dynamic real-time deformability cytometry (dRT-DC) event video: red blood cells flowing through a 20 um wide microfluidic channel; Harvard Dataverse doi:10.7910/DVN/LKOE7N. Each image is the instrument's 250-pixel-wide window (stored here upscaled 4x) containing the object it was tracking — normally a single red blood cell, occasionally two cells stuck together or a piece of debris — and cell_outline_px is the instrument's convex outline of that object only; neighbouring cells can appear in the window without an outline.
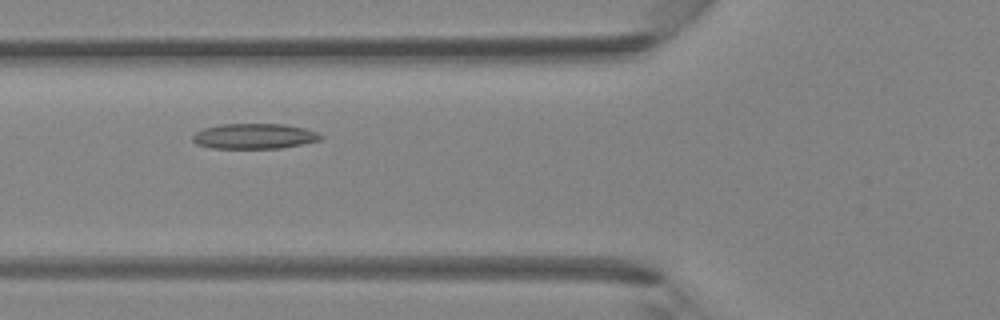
{"species": "Egyptian fruit bat (a non-hibernating species)", "species_latin": "Rousettus aegyptiacus", "temperature_condition": "room temperature", "stored_images_in_passage": 41, "camera_frame_rate_fps": 3000, "um_per_image_px": 0.085, "animal": {"sex": "female"}, "frame": {"image": 1, "passage_image": 14, "time_ms": 4.333, "image_size_px": [1000, 320], "cell_outline_px": [[324, 136], [320, 140], [280, 148], [212, 148], [196, 144], [192, 140], [192, 136], [196, 132], [204, 128], [220, 124], [284, 124], [304, 128], [316, 132]], "centroid_in_image_um": [21.59, 11.57], "position_along_channel_um": 104.2, "area_um2": 18.79}}
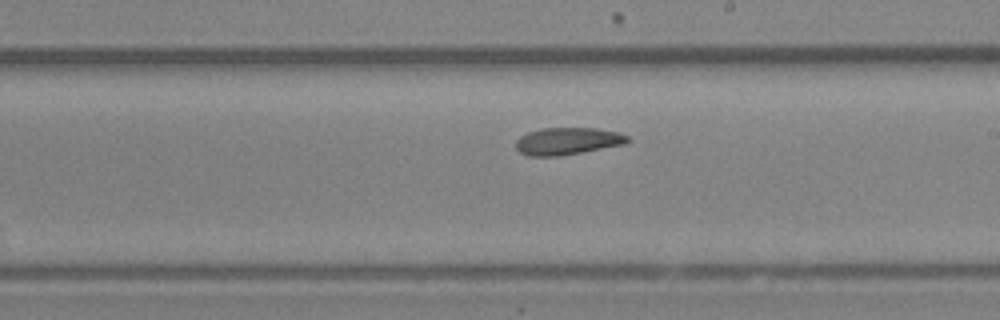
{"frame": {"image": 2, "passage_image": 23, "time_ms": 7.333, "image_size_px": [1000, 320], "cell_outline_px": [[632, 140], [624, 144], [560, 156], [528, 156], [520, 152], [516, 148], [516, 140], [520, 136], [528, 132], [544, 128], [596, 128], [620, 132], [628, 136]], "centroid_in_image_um": [48.26, 11.99], "position_along_channel_um": 240.7, "area_um2": 17.74}}
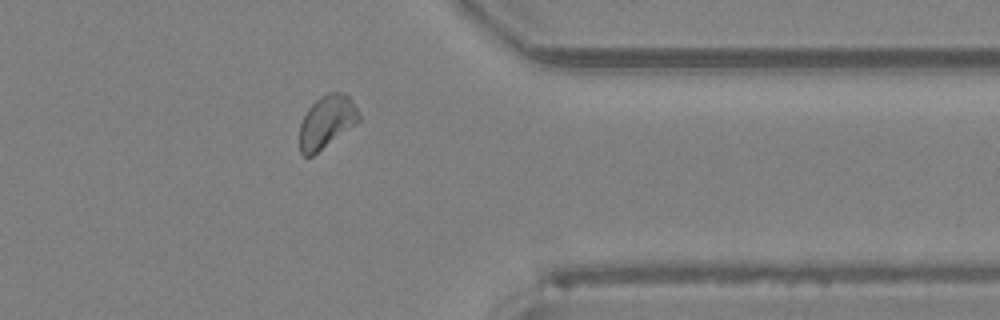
{"frame": {"image": 3, "passage_image": 33, "time_ms": 10.667, "image_size_px": [1000, 320], "cell_outline_px": [[360, 120], [312, 156], [304, 156], [300, 152], [300, 124], [308, 108], [320, 96], [328, 92], [348, 92], [360, 116]], "centroid_in_image_um": [27.77, 10.31], "position_along_channel_um": 383.6, "area_um2": 18.03}}